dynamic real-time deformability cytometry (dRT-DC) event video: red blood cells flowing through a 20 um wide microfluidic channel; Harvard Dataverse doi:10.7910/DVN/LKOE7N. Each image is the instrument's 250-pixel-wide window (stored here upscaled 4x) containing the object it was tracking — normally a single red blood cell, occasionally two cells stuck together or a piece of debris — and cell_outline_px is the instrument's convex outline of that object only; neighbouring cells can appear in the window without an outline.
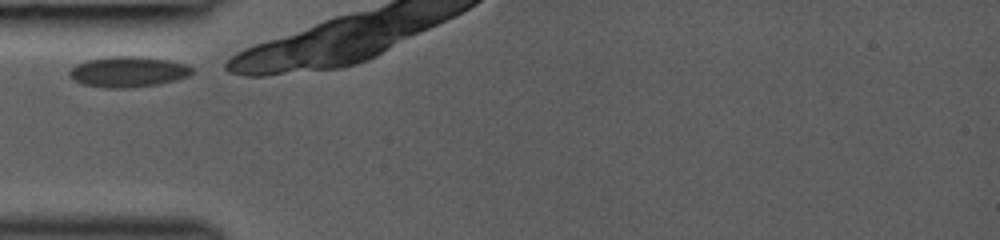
{"species": "common noctule bat (a hibernating species)", "species_latin": "Nyctalus noctula", "temperature_condition": "room temperature", "stored_images_in_passage": 25, "camera_frame_rate_fps": 3000, "um_per_image_px": 0.085, "animal": {"sex": "female", "body_mass_g": 19.0, "forearm_length_mm": 53.3}, "frame": {"image": 1, "passage_image": 1, "time_ms": 0.0, "image_size_px": [1000, 240], "cell_outline_px": [[196, 72], [188, 76], [156, 84], [128, 88], [108, 88], [84, 84], [68, 76], [68, 72], [76, 64], [88, 60], [112, 56], [140, 56], [168, 60], [184, 64], [196, 68]], "centroid_in_image_um": [10.91, 6.09], "position_along_channel_um": 74.1, "area_um2": 21.73}}
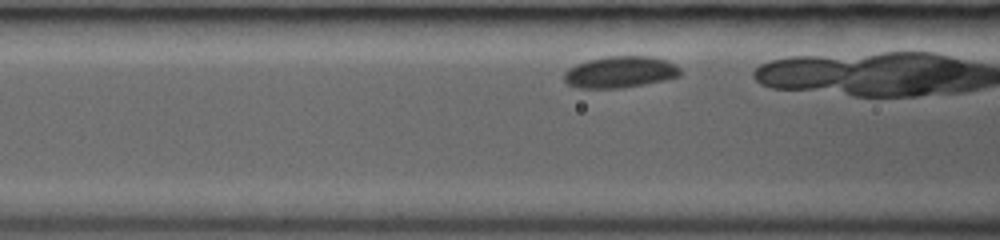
{"frame": {"image": 2, "passage_image": 4, "time_ms": 1.0, "image_size_px": [1000, 240], "cell_outline_px": [[680, 76], [664, 80], [644, 84], [620, 88], [580, 88], [568, 84], [564, 80], [564, 72], [568, 68], [576, 64], [588, 60], [604, 56], [652, 56], [676, 64], [680, 68]], "centroid_in_image_um": [52.7, 6.12], "position_along_channel_um": 113.9, "area_um2": 21.39}}